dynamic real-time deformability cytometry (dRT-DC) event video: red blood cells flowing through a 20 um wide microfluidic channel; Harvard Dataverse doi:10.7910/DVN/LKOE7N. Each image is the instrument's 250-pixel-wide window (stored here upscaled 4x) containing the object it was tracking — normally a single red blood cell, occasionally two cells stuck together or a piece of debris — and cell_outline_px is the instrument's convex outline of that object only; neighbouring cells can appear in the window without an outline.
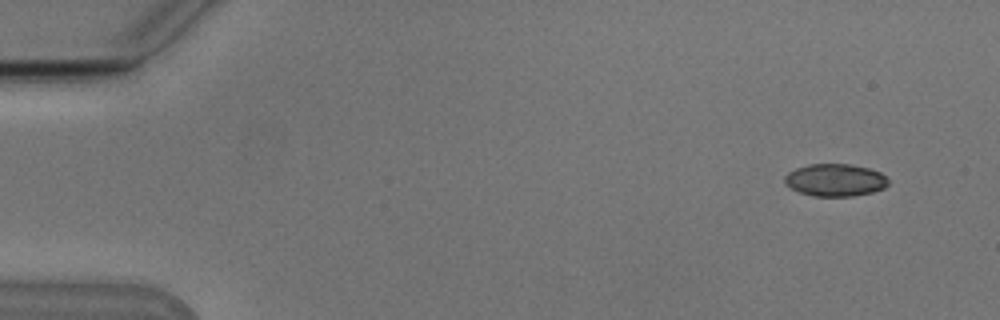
{"species": "Egyptian fruit bat (a non-hibernating species)", "species_latin": "Rousettus aegyptiacus", "temperature_condition": "cold", "stored_images_in_passage": 52, "camera_frame_rate_fps": 3000, "um_per_image_px": 0.085, "animal": {"sex": "male"}, "frame": {"image": 1, "passage_image": 2, "time_ms": 0.333, "image_size_px": [1000, 320], "cell_outline_px": [[888, 184], [884, 188], [872, 192], [852, 196], [816, 196], [800, 192], [784, 184], [784, 176], [788, 172], [796, 168], [808, 164], [852, 164], [868, 168], [880, 172], [888, 180]], "centroid_in_image_um": [70.97, 15.29], "position_along_channel_um": 14.0, "area_um2": 19.54}}
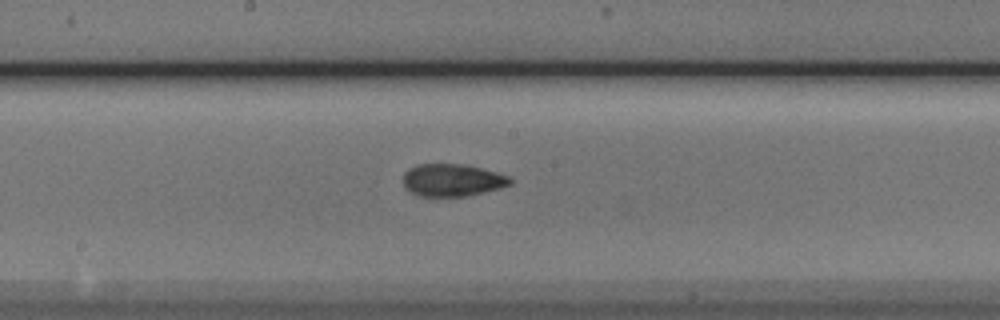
{"frame": {"image": 2, "passage_image": 27, "time_ms": 8.667, "image_size_px": [1000, 320], "cell_outline_px": [[512, 184], [500, 188], [468, 196], [420, 196], [412, 192], [404, 184], [404, 172], [408, 168], [416, 164], [464, 164], [496, 172], [508, 176], [512, 180]], "centroid_in_image_um": [38.45, 15.3], "position_along_channel_um": 209.7, "area_um2": 20.11}}
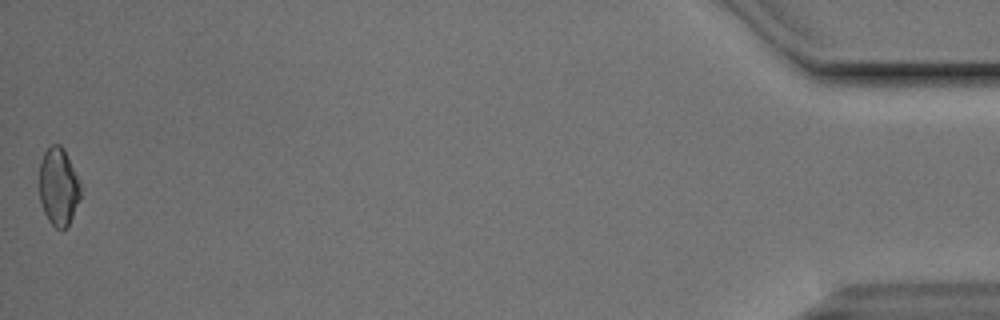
{"frame": {"image": 3, "passage_image": 52, "time_ms": 17.0, "image_size_px": [1000, 320], "cell_outline_px": [[80, 200], [68, 224], [64, 228], [56, 228], [48, 220], [44, 212], [40, 200], [40, 160], [44, 152], [52, 144], [60, 144], [64, 148], [80, 184]], "centroid_in_image_um": [4.96, 15.85], "position_along_channel_um": 430.2, "area_um2": 18.44}, "authors_computed_cell_mechanics": {"area_um2": 19.8254, "velocity_mm_per_s": 3.793, "shape_relaxation_time_tau1_ms": 8.6798, "shape_relaxation_time_tau2_ms": 1.1961, "deformation_change_tau1": 0.1633, "deformation_change_tau2": 0.0541}}